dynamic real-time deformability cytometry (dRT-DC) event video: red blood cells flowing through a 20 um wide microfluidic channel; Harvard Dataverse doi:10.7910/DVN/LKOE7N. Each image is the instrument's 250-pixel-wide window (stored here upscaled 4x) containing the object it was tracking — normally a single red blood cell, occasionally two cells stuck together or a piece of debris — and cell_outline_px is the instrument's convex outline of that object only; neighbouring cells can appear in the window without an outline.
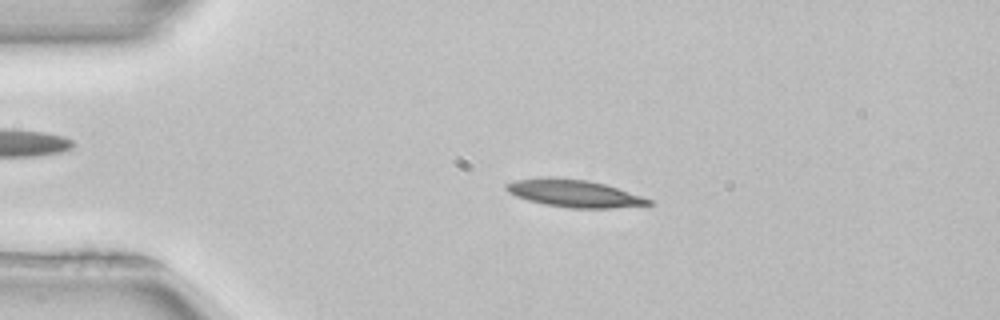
{"species": "common noctule bat (a hibernating species)", "species_latin": "Nyctalus noctula", "temperature_condition": "room temperature", "stored_images_in_passage": 45, "camera_frame_rate_fps": 3000, "um_per_image_px": 0.085, "animal": {"sex": "female", "body_mass_g": 22.7, "forearm_length_mm": 54.2}, "frame": {"image": 1, "passage_image": 4, "time_ms": 1.0, "image_size_px": [1000, 320], "cell_outline_px": [[652, 204], [612, 208], [568, 208], [544, 204], [528, 200], [516, 196], [508, 192], [504, 188], [504, 184], [512, 180], [548, 176], [588, 180], [604, 184], [652, 200]], "centroid_in_image_um": [48.7, 16.42], "position_along_channel_um": 36.3, "area_um2": 22.72}}
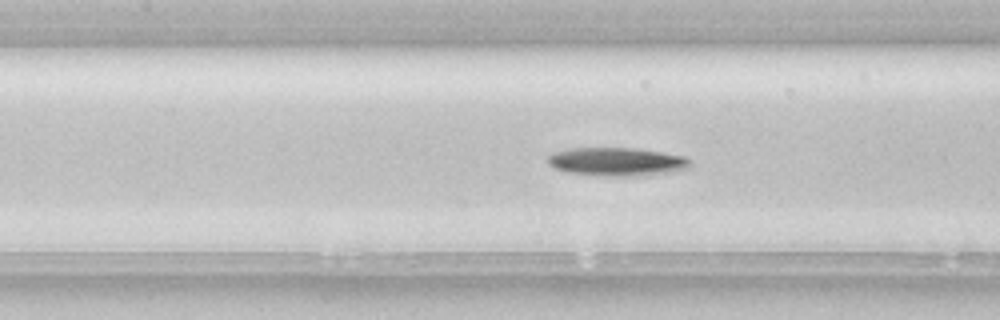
{"frame": {"image": 2, "passage_image": 16, "time_ms": 5.0, "image_size_px": [1000, 320], "cell_outline_px": [[692, 164], [688, 168], [676, 172], [644, 176], [612, 176], [568, 172], [556, 168], [548, 164], [548, 156], [556, 152], [568, 148], [636, 148], [664, 152], [684, 156], [692, 160]], "centroid_in_image_um": [52.53, 13.74], "position_along_channel_um": 154.9, "area_um2": 23.76}}
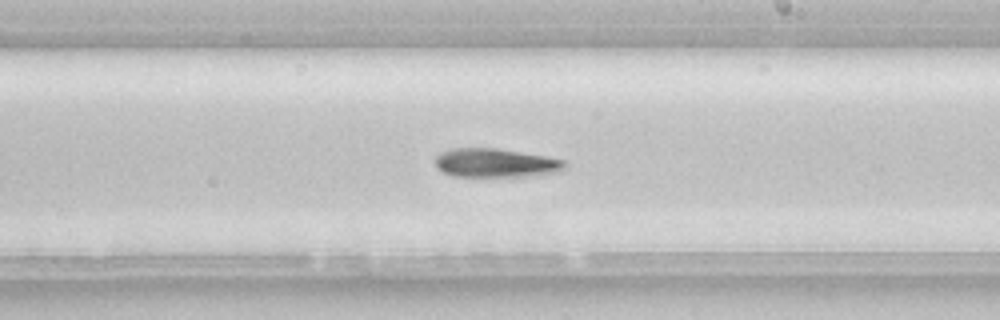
{"frame": {"image": 3, "passage_image": 23, "time_ms": 7.333, "image_size_px": [1000, 320], "cell_outline_px": [[564, 168], [560, 172], [536, 176], [452, 176], [436, 168], [436, 156], [440, 152], [452, 148], [496, 148], [544, 156], [564, 160]], "centroid_in_image_um": [42.11, 13.85], "position_along_channel_um": 246.9, "area_um2": 21.73}, "authors_computed_cell_mechanics": {"area_um2": 21.7328, "velocity_mm_per_s": 3.9448, "shape_relaxation_time_tau1_ms": 8.9865, "shape_relaxation_time_tau2_ms": null, "deformation_change_tau1": 0.2369, "deformation_change_tau2": null}}